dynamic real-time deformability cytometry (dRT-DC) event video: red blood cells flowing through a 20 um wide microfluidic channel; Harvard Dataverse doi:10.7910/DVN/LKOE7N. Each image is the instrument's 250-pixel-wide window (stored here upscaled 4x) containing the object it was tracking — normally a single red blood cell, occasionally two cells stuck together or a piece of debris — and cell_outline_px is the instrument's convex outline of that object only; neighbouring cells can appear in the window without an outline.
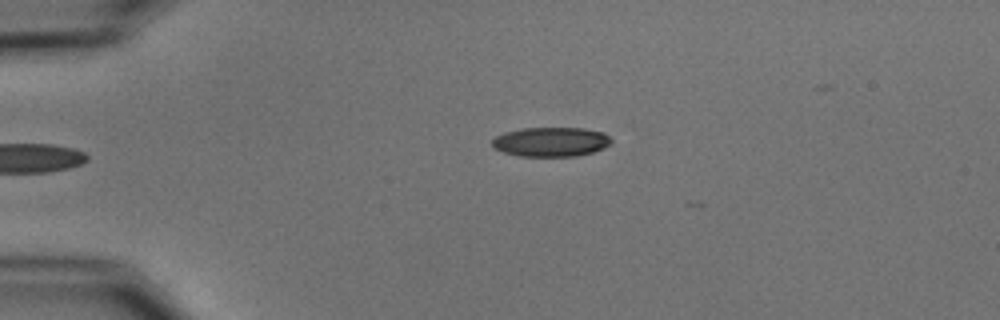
{"species": "common noctule bat (a hibernating species)", "species_latin": "Nyctalus noctula", "temperature_condition": "cold", "stored_images_in_passage": 2, "camera_frame_rate_fps": 3000, "um_per_image_px": 0.085, "animal": {"sex": "male", "body_mass_g": 15.6}, "frame": {"image": 1, "passage_image": 2, "time_ms": 1.0, "image_size_px": [1000, 320], "cell_outline_px": [[612, 144], [604, 148], [592, 152], [576, 156], [520, 156], [504, 152], [492, 148], [492, 140], [496, 136], [504, 132], [520, 128], [584, 128], [604, 132], [612, 140]], "centroid_in_image_um": [46.83, 12.05], "position_along_channel_um": 38.2, "area_um2": 20.58}}